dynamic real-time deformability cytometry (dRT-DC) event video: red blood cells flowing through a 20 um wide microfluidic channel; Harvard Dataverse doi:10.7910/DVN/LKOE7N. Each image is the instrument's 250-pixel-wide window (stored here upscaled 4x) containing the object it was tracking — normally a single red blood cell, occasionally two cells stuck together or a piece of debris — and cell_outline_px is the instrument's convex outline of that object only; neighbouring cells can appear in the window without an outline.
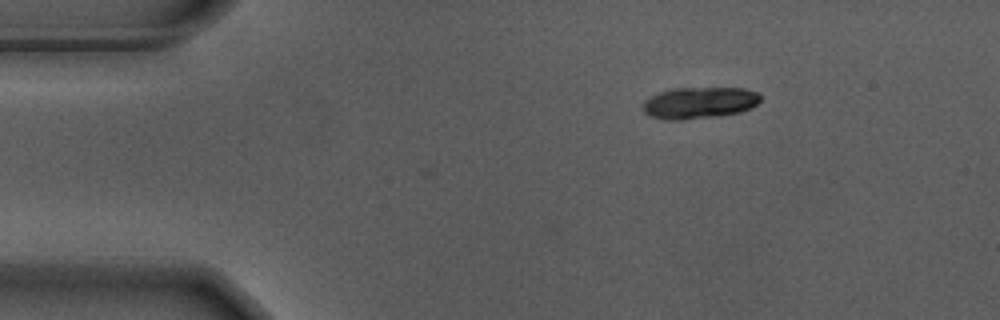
{"species": "Egyptian fruit bat (a non-hibernating species)", "species_latin": "Rousettus aegyptiacus", "temperature_condition": "warm", "stored_images_in_passage": 43, "camera_frame_rate_fps": 3000, "um_per_image_px": 0.085, "animal": {"sex": "male"}, "frame": {"image": 1, "passage_image": 1, "time_ms": 0.0, "image_size_px": [1000, 320], "cell_outline_px": [[760, 100], [752, 108], [740, 112], [720, 116], [680, 120], [672, 120], [652, 116], [644, 112], [644, 100], [660, 92], [672, 88], [744, 88], [756, 92], [760, 96]], "centroid_in_image_um": [59.47, 8.73], "position_along_channel_um": 25.5, "area_um2": 21.5}}
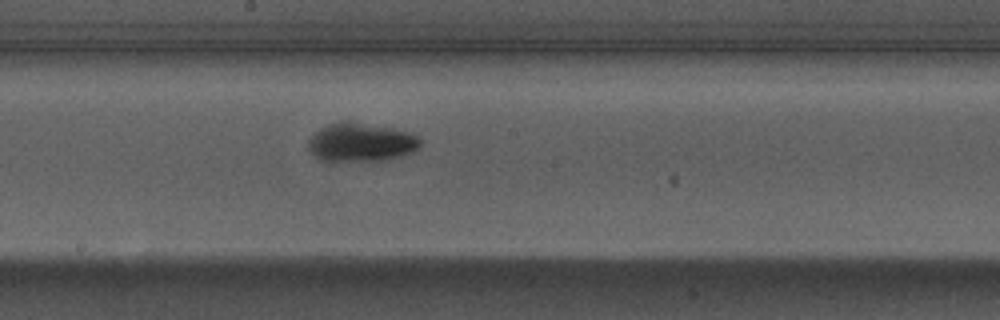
{"frame": {"image": 2, "passage_image": 22, "time_ms": 7.0, "image_size_px": [1000, 320], "cell_outline_px": [[424, 144], [412, 152], [396, 156], [376, 160], [320, 160], [308, 148], [308, 140], [320, 128], [328, 124], [340, 120], [348, 120], [392, 128], [412, 132]], "centroid_in_image_um": [30.68, 12.05], "position_along_channel_um": 217.5, "area_um2": 24.97}}
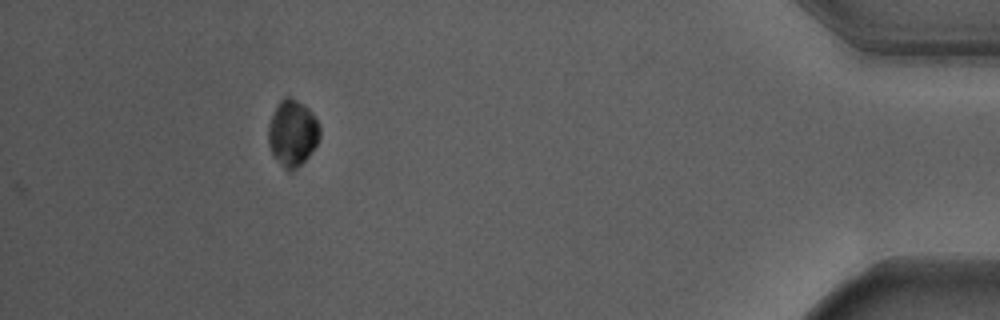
{"frame": {"image": 3, "passage_image": 43, "time_ms": 14.0, "image_size_px": [1000, 320], "cell_outline_px": [[320, 136], [316, 144], [308, 156], [296, 168], [284, 168], [272, 156], [268, 144], [268, 124], [280, 100], [284, 96], [288, 96], [304, 104], [312, 112], [320, 128]], "centroid_in_image_um": [24.84, 11.28], "position_along_channel_um": 410.4, "area_um2": 19.65}, "authors_computed_cell_mechanics": {"area_um2": 23.0044, "velocity_mm_per_s": 3.6656, "shape_relaxation_time_tau1_ms": 2.3906, "shape_relaxation_time_tau2_ms": null, "deformation_change_tau1": 0.1875, "deformation_change_tau2": null}}